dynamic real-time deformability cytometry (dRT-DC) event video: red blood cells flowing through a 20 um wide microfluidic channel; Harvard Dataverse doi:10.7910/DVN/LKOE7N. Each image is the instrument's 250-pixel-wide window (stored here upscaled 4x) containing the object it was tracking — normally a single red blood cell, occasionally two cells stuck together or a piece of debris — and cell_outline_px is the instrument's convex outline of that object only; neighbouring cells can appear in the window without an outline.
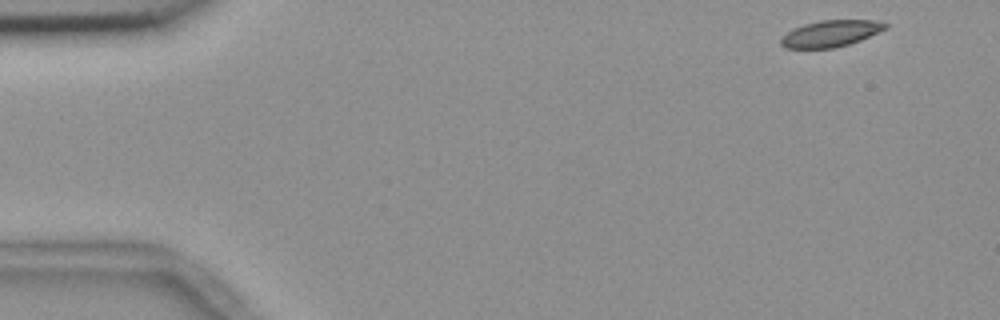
{"species": "common noctule bat (a hibernating species)", "species_latin": "Nyctalus noctula", "temperature_condition": "room temperature", "stored_images_in_passage": 52, "camera_frame_rate_fps": 3000, "um_per_image_px": 0.085, "animal": {"sex": "female", "body_mass_g": 18.4}, "frame": {"image": 1, "passage_image": 1, "time_ms": 0.0, "image_size_px": [1000, 320], "cell_outline_px": [[888, 28], [860, 40], [848, 44], [832, 48], [784, 48], [780, 44], [780, 40], [792, 28], [804, 24], [820, 20], [876, 20], [888, 24]], "centroid_in_image_um": [70.61, 2.84], "position_along_channel_um": 14.4, "area_um2": 16.07}}
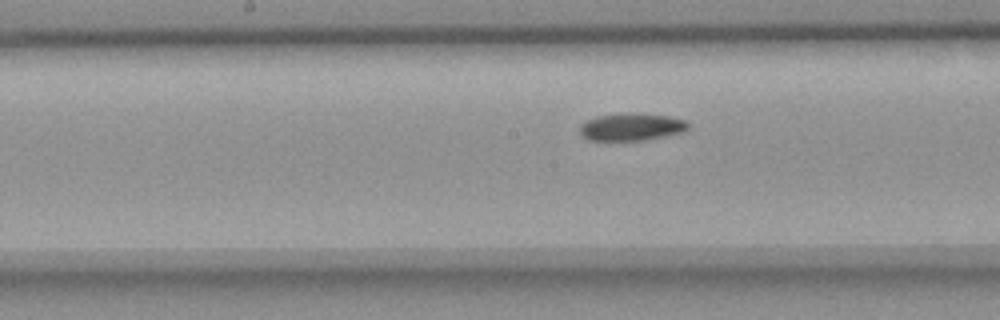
{"frame": {"image": 2, "passage_image": 25, "time_ms": 8.0, "image_size_px": [1000, 320], "cell_outline_px": [[688, 128], [684, 132], [644, 140], [588, 140], [580, 132], [580, 124], [596, 116], [636, 112], [668, 116], [684, 120], [688, 124]], "centroid_in_image_um": [53.68, 10.78], "position_along_channel_um": 194.5, "area_um2": 17.22}}
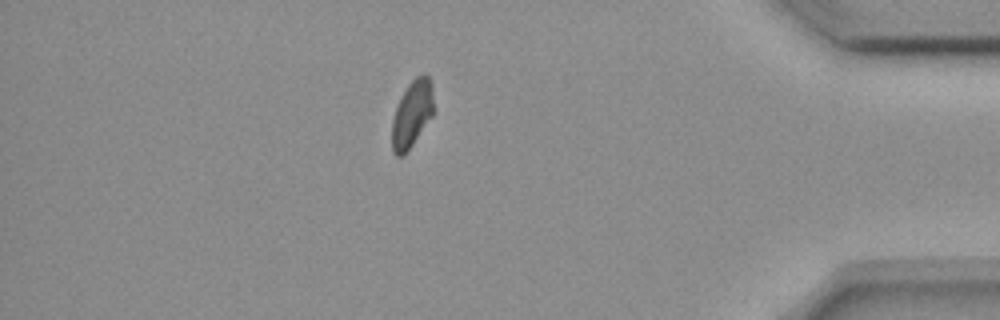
{"frame": {"image": 3, "passage_image": 45, "time_ms": 14.667, "image_size_px": [1000, 320], "cell_outline_px": [[432, 116], [404, 156], [396, 156], [392, 152], [392, 120], [400, 96], [408, 84], [416, 76], [424, 72], [428, 76], [432, 84]], "centroid_in_image_um": [35.0, 9.68], "position_along_channel_um": 400.2, "area_um2": 16.18}}